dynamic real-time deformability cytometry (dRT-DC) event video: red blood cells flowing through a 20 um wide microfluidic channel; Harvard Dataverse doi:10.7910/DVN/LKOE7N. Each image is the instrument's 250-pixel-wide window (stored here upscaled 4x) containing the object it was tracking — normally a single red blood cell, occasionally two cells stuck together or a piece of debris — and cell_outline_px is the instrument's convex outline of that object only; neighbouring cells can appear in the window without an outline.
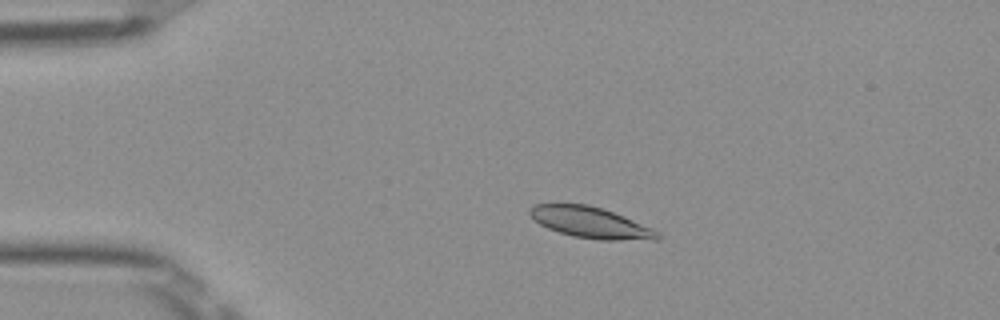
{"species": "Egyptian fruit bat (a non-hibernating species)", "species_latin": "Rousettus aegyptiacus", "temperature_condition": "room temperature", "stored_images_in_passage": 42, "camera_frame_rate_fps": 3000, "um_per_image_px": 0.085, "frame": {"image": 1, "passage_image": 1, "time_ms": 0.0, "image_size_px": [1000, 320], "cell_outline_px": [[660, 240], [600, 240], [572, 236], [548, 228], [540, 224], [528, 212], [528, 208], [536, 204], [588, 204], [624, 216], [652, 228], [660, 232]], "centroid_in_image_um": [50.24, 18.93], "position_along_channel_um": 34.8, "area_um2": 23.0}}
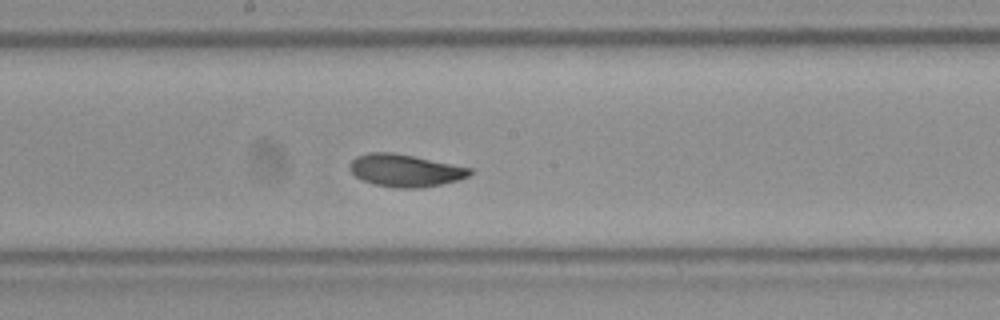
{"frame": {"image": 2, "passage_image": 18, "time_ms": 5.667, "image_size_px": [1000, 320], "cell_outline_px": [[472, 172], [468, 176], [460, 180], [420, 188], [396, 188], [372, 184], [356, 176], [348, 168], [348, 164], [356, 156], [368, 152], [392, 152], [472, 168]], "centroid_in_image_um": [34.41, 14.49], "position_along_channel_um": 213.8, "area_um2": 22.66}}
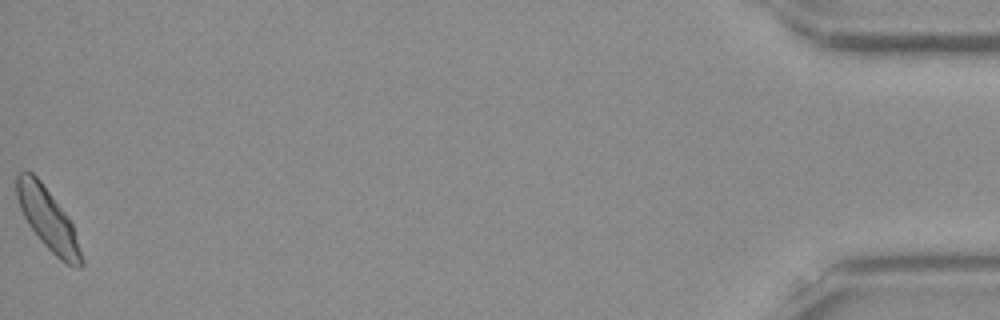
{"frame": {"image": 3, "passage_image": 42, "time_ms": 13.667, "image_size_px": [1000, 320], "cell_outline_px": [[84, 264], [80, 268], [76, 268], [60, 260], [40, 240], [28, 224], [20, 208], [16, 196], [16, 172], [24, 168], [32, 172], [40, 180], [68, 216], [72, 224], [84, 260]], "centroid_in_image_um": [4.05, 18.59], "position_along_channel_um": 431.2, "area_um2": 23.29}, "authors_computed_cell_mechanics": {"area_um2": 22.7154, "velocity_mm_per_s": 3.9289, "shape_relaxation_time_tau1_ms": 3.4016, "shape_relaxation_time_tau2_ms": 0.8248, "deformation_change_tau1": 0.1178, "deformation_change_tau2": 0.046}}